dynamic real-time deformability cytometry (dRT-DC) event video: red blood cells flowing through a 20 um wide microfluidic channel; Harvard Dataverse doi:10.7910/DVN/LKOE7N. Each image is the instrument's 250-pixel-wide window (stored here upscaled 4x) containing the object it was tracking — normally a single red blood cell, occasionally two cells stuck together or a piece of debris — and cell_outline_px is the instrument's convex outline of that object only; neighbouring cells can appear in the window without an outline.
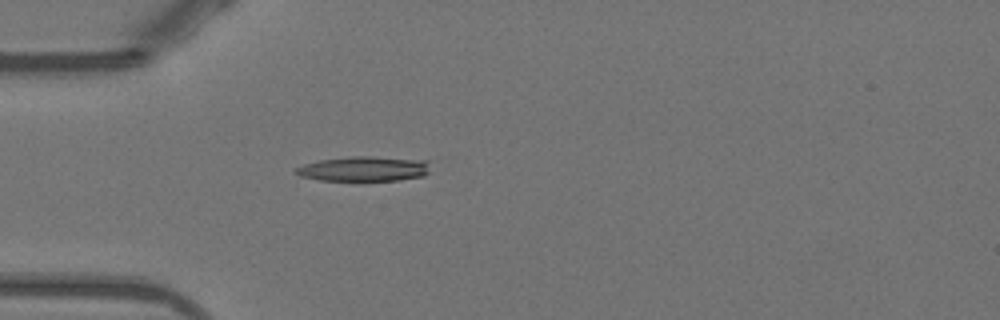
{"species": "Egyptian fruit bat (a non-hibernating species)", "species_latin": "Rousettus aegyptiacus", "temperature_condition": "warm", "stored_images_in_passage": 43, "camera_frame_rate_fps": 3000, "um_per_image_px": 0.085, "animal": {"sex": "female"}, "frame": {"image": 1, "passage_image": 6, "time_ms": 1.667, "image_size_px": [1000, 320], "cell_outline_px": [[428, 172], [424, 176], [400, 180], [320, 180], [300, 176], [292, 172], [296, 168], [304, 164], [320, 160], [352, 156], [372, 156], [428, 160]], "centroid_in_image_um": [30.93, 14.34], "position_along_channel_um": 54.1, "area_um2": 19.48}}
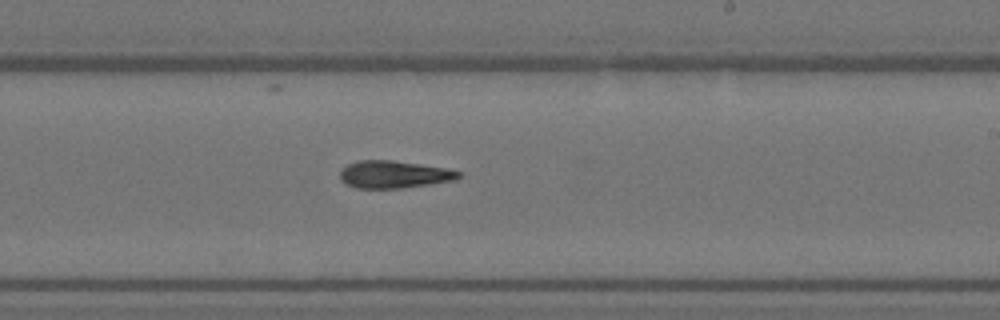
{"frame": {"image": 2, "passage_image": 22, "time_ms": 7.0, "image_size_px": [1000, 320], "cell_outline_px": [[460, 176], [456, 180], [432, 184], [400, 188], [356, 188], [344, 184], [340, 180], [340, 172], [348, 164], [356, 160], [392, 160], [448, 168], [460, 172]], "centroid_in_image_um": [33.48, 14.83], "position_along_channel_um": 255.5, "area_um2": 19.07}}
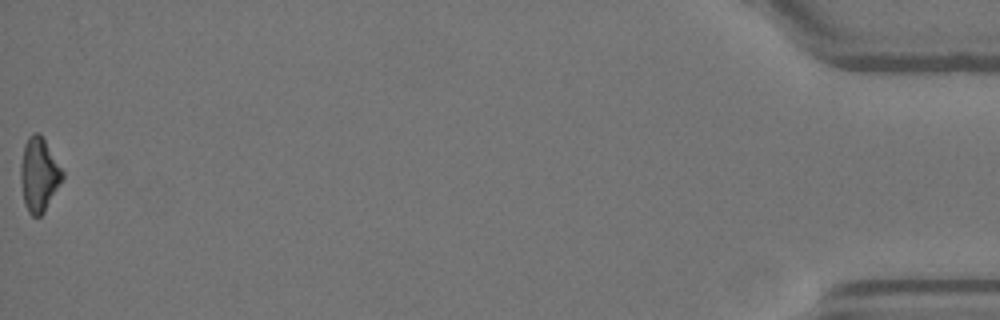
{"frame": {"image": 3, "passage_image": 43, "time_ms": 14.0, "image_size_px": [1000, 320], "cell_outline_px": [[64, 176], [44, 212], [40, 216], [32, 216], [28, 212], [24, 204], [20, 180], [20, 164], [24, 144], [28, 136], [32, 132], [40, 132], [64, 172]], "centroid_in_image_um": [3.29, 14.82], "position_along_channel_um": 431.9, "area_um2": 18.09}, "authors_computed_cell_mechanics": {"area_um2": 19.1896, "velocity_mm_per_s": 3.9304, "shape_relaxation_time_tau1_ms": 3.5054, "shape_relaxation_time_tau2_ms": null, "deformation_change_tau1": 0.1446, "deformation_change_tau2": null}}